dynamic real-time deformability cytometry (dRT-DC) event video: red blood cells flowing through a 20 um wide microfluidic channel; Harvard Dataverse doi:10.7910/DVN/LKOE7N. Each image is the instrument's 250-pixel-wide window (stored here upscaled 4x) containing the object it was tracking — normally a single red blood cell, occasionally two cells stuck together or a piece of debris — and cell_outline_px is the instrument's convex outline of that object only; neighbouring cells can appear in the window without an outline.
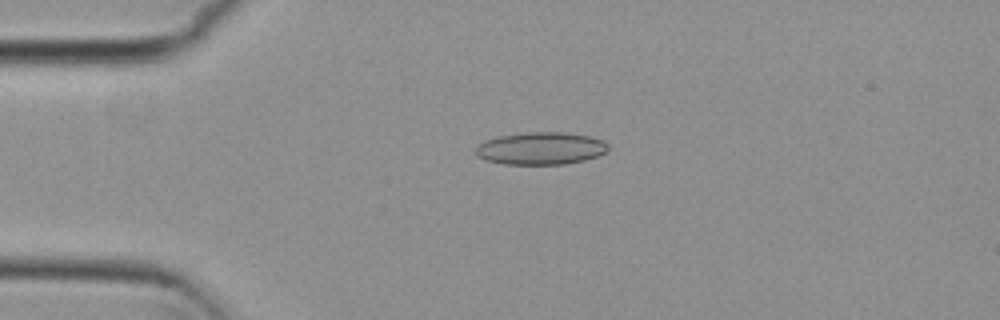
{"species": "common noctule bat (a hibernating species)", "species_latin": "Nyctalus noctula", "temperature_condition": "cold", "stored_images_in_passage": 7, "camera_frame_rate_fps": 3000, "um_per_image_px": 0.085, "animal": {"sex": "female", "body_mass_g": 29.2, "forearm_length_mm": 56.3}, "frame": {"image": 1, "passage_image": 4, "time_ms": 1.0, "image_size_px": [1000, 320], "cell_outline_px": [[608, 148], [604, 152], [596, 156], [584, 160], [564, 164], [504, 164], [484, 160], [476, 156], [476, 148], [484, 140], [500, 136], [528, 132], [564, 132], [588, 136], [604, 140], [608, 144]], "centroid_in_image_um": [45.95, 12.61], "position_along_channel_um": 39.1, "area_um2": 24.97}}
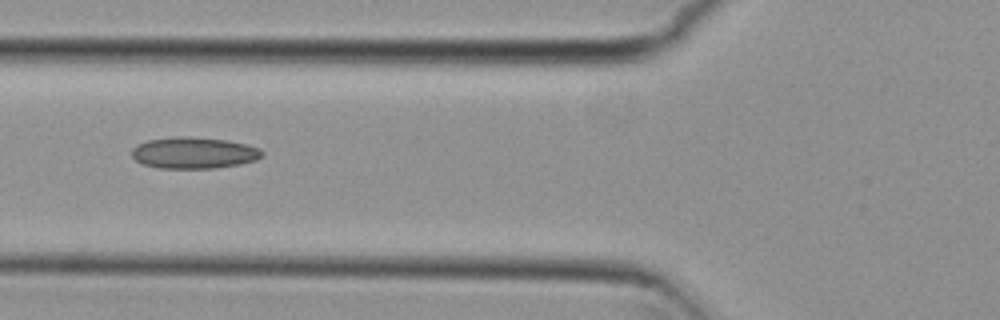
{"frame": {"image": 2, "passage_image": 6, "time_ms": 1.667, "image_size_px": [1000, 320], "cell_outline_px": [[264, 156], [256, 160], [240, 164], [216, 168], [156, 168], [140, 164], [132, 156], [132, 148], [136, 144], [148, 140], [180, 136], [188, 136], [228, 140], [260, 148], [264, 152]], "centroid_in_image_um": [16.47, 12.99], "position_along_channel_um": 109.3, "area_um2": 24.1}}
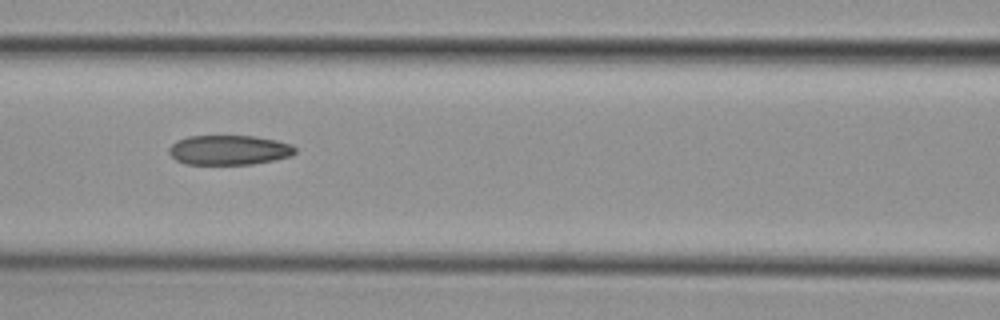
{"frame": {"image": 3, "passage_image": 7, "time_ms": 2.0, "image_size_px": [1000, 320], "cell_outline_px": [[296, 152], [292, 156], [252, 164], [184, 164], [176, 160], [168, 152], [168, 148], [176, 140], [188, 136], [256, 136], [276, 140], [292, 144], [296, 148]], "centroid_in_image_um": [19.46, 12.75], "position_along_channel_um": 147.1, "area_um2": 21.96}}